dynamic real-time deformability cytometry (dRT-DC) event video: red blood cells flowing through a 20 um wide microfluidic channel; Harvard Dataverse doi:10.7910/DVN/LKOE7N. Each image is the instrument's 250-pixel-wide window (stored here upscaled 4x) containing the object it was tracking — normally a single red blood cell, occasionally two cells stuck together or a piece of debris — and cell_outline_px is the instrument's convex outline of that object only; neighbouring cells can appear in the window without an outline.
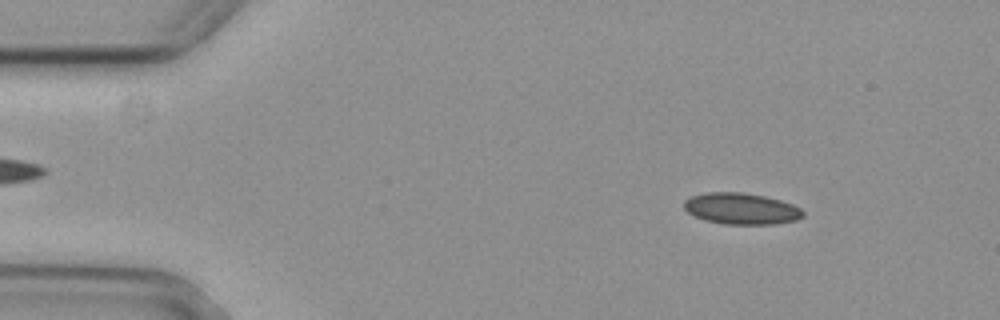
{"species": "common noctule bat (a hibernating species)", "species_latin": "Nyctalus noctula", "temperature_condition": "cold", "stored_images_in_passage": 4, "camera_frame_rate_fps": 3000, "um_per_image_px": 0.085, "animal": {"sex": "female", "body_mass_g": 29.2, "forearm_length_mm": 56.3}, "frame": {"image": 1, "passage_image": 1, "time_ms": 0.0, "image_size_px": [1000, 320], "cell_outline_px": [[804, 216], [796, 220], [776, 224], [724, 224], [704, 220], [688, 212], [684, 208], [684, 200], [692, 196], [708, 192], [740, 192], [764, 196], [780, 200], [792, 204], [800, 208], [804, 212]], "centroid_in_image_um": [63.02, 17.74], "position_along_channel_um": 22.0, "area_um2": 21.68}}
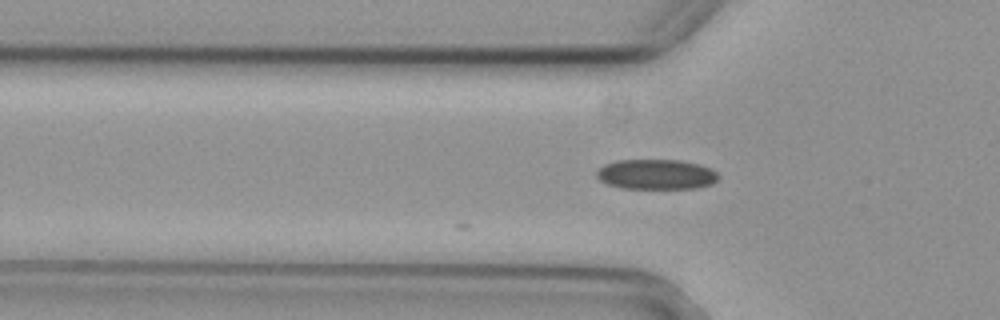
{"frame": {"image": 2, "passage_image": 4, "time_ms": 1.0, "image_size_px": [1000, 320], "cell_outline_px": [[716, 180], [712, 184], [696, 188], [620, 188], [608, 184], [600, 180], [596, 176], [596, 172], [604, 164], [620, 160], [680, 160], [696, 164], [708, 168], [716, 172]], "centroid_in_image_um": [55.73, 14.82], "position_along_channel_um": 70.1, "area_um2": 21.04}}